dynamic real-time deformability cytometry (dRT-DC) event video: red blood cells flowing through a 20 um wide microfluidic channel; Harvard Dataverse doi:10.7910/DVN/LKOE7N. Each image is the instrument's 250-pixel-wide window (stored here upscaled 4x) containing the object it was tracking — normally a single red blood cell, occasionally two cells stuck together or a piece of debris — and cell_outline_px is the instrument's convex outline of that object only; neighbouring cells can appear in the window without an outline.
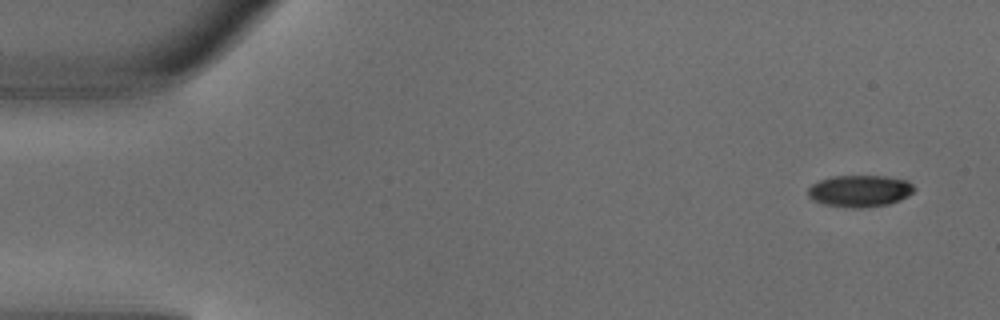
{"species": "common noctule bat (a hibernating species)", "species_latin": "Nyctalus noctula", "temperature_condition": "warm", "stored_images_in_passage": 4, "segment_of_instrument_passage": [1, 2], "camera_frame_rate_fps": 3000, "um_per_image_px": 0.085, "animal": {"sex": "male", "body_mass_g": 18.8}, "frame": {"image": 1, "passage_image": 1, "time_ms": 0.0, "image_size_px": [1000, 320], "cell_outline_px": [[916, 188], [908, 196], [900, 200], [888, 204], [860, 208], [852, 208], [824, 204], [812, 200], [808, 196], [808, 188], [812, 184], [820, 180], [832, 176], [888, 176], [908, 180]], "centroid_in_image_um": [73.09, 16.22], "position_along_channel_um": 11.9, "area_um2": 19.77}}